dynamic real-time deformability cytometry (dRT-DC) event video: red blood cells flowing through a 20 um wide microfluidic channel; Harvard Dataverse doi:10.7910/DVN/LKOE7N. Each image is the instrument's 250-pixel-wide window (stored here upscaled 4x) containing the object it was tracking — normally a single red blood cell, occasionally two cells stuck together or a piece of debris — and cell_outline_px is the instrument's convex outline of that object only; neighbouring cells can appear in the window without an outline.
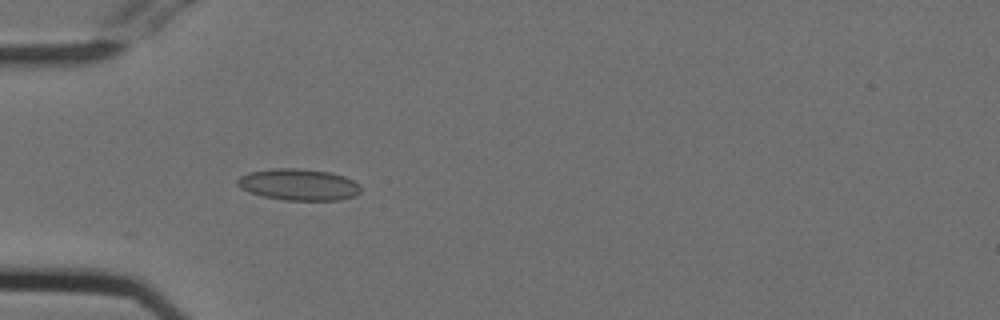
{"species": "Egyptian fruit bat (a non-hibernating species)", "species_latin": "Rousettus aegyptiacus", "temperature_condition": "cold", "stored_images_in_passage": 19, "camera_frame_rate_fps": 3000, "um_per_image_px": 0.085, "animal": {"sex": "female"}, "frame": {"image": 1, "passage_image": 16, "time_ms": 5.0, "image_size_px": [1000, 320], "cell_outline_px": [[360, 192], [356, 196], [340, 200], [284, 200], [264, 196], [248, 192], [240, 188], [236, 184], [236, 180], [240, 176], [248, 172], [272, 168], [296, 168], [328, 172], [344, 176], [360, 184]], "centroid_in_image_um": [25.37, 15.69], "position_along_channel_um": 59.6, "area_um2": 22.77}}
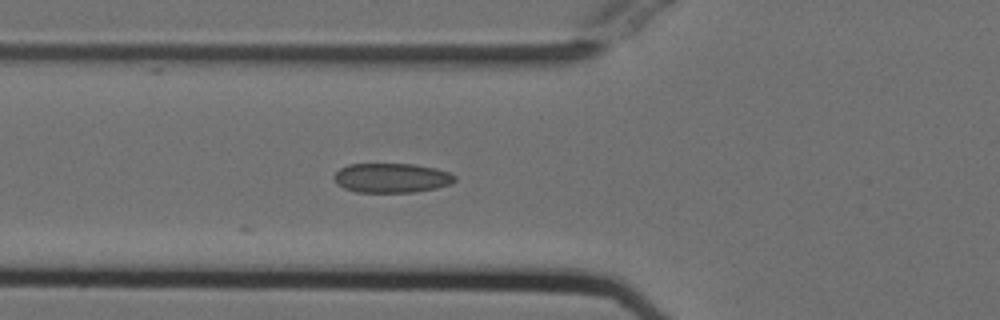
{"frame": {"image": 2, "passage_image": 19, "time_ms": 6.0, "image_size_px": [1000, 320], "cell_outline_px": [[456, 180], [448, 184], [436, 188], [412, 192], [356, 192], [344, 188], [336, 184], [332, 176], [340, 168], [348, 164], [412, 164], [436, 168], [448, 172], [456, 176]], "centroid_in_image_um": [33.24, 15.12], "position_along_channel_um": 92.6, "area_um2": 20.75}}